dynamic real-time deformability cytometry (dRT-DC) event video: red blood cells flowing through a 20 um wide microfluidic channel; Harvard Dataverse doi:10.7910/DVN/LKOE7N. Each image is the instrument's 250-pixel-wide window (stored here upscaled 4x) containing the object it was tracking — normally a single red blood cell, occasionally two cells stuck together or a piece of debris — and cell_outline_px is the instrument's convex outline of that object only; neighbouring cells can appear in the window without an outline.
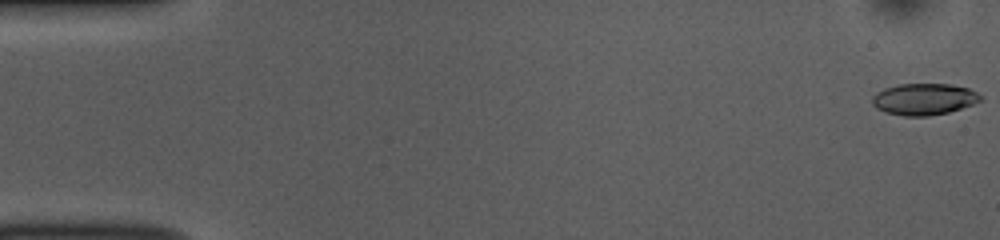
{"species": "common noctule bat (a hibernating species)", "species_latin": "Nyctalus noctula", "temperature_condition": "room temperature", "stored_images_in_passage": 53, "camera_frame_rate_fps": 3000, "um_per_image_px": 0.085, "animal": {"sex": "female", "body_mass_g": 10.0, "forearm_length_mm": 53.1}, "frame": {"image": 1, "passage_image": 1, "time_ms": 0.0, "image_size_px": [1000, 240], "cell_outline_px": [[984, 100], [948, 112], [928, 116], [904, 116], [884, 112], [876, 108], [872, 104], [872, 96], [876, 92], [884, 88], [900, 84], [948, 84], [968, 88], [976, 92]], "centroid_in_image_um": [78.5, 8.43], "position_along_channel_um": 6.5, "area_um2": 19.88}}
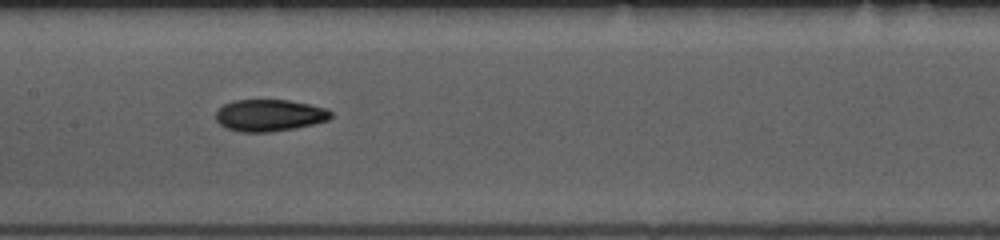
{"frame": {"image": 2, "passage_image": 26, "time_ms": 8.333, "image_size_px": [1000, 240], "cell_outline_px": [[332, 116], [328, 120], [312, 124], [272, 132], [240, 132], [224, 128], [216, 120], [216, 112], [224, 104], [232, 100], [288, 100], [328, 108], [332, 112]], "centroid_in_image_um": [22.89, 9.8], "position_along_channel_um": 184.5, "area_um2": 21.39}}
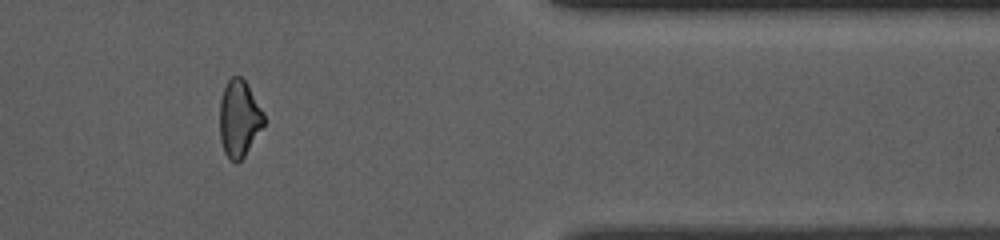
{"frame": {"image": 3, "passage_image": 44, "time_ms": 14.333, "image_size_px": [1000, 240], "cell_outline_px": [[264, 124], [244, 156], [236, 164], [224, 152], [220, 140], [220, 100], [224, 88], [228, 80], [232, 76], [240, 76], [244, 80], [264, 112]], "centroid_in_image_um": [20.31, 10.07], "position_along_channel_um": 391.1, "area_um2": 19.48}, "authors_computed_cell_mechanics": {"area_um2": 20.6346, "velocity_mm_per_s": 3.8203, "shape_relaxation_time_tau1_ms": 9.2389, "shape_relaxation_time_tau2_ms": 3.3243, "deformation_change_tau1": 0.219, "deformation_change_tau2": 0.0908}}